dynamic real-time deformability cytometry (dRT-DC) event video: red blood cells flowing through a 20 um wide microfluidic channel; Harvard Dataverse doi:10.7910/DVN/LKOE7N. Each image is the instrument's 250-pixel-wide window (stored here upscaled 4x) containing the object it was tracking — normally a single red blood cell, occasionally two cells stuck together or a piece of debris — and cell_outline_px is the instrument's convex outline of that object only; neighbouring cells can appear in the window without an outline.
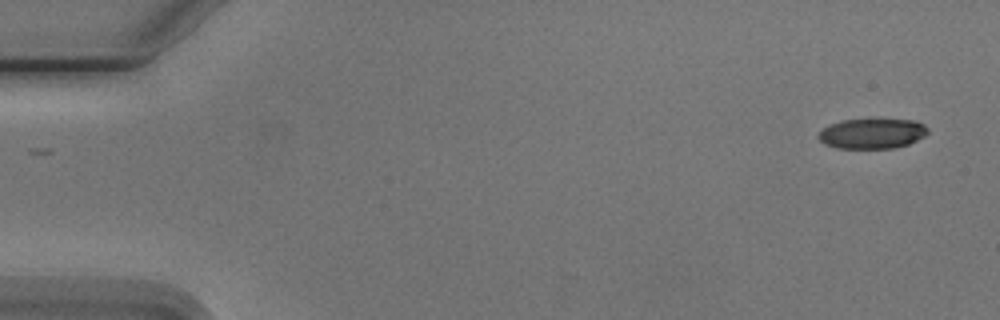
{"species": "Egyptian fruit bat (a non-hibernating species)", "species_latin": "Rousettus aegyptiacus", "temperature_condition": "cold", "stored_images_in_passage": 2, "camera_frame_rate_fps": 3000, "um_per_image_px": 0.085, "animal": {"sex": "male"}, "frame": {"image": 1, "passage_image": 2, "time_ms": 1.333, "image_size_px": [1000, 320], "cell_outline_px": [[928, 132], [924, 136], [908, 144], [892, 148], [836, 148], [824, 144], [816, 136], [824, 128], [840, 120], [916, 120], [924, 124], [928, 128]], "centroid_in_image_um": [74.13, 11.36], "position_along_channel_um": 10.9, "area_um2": 19.02}}